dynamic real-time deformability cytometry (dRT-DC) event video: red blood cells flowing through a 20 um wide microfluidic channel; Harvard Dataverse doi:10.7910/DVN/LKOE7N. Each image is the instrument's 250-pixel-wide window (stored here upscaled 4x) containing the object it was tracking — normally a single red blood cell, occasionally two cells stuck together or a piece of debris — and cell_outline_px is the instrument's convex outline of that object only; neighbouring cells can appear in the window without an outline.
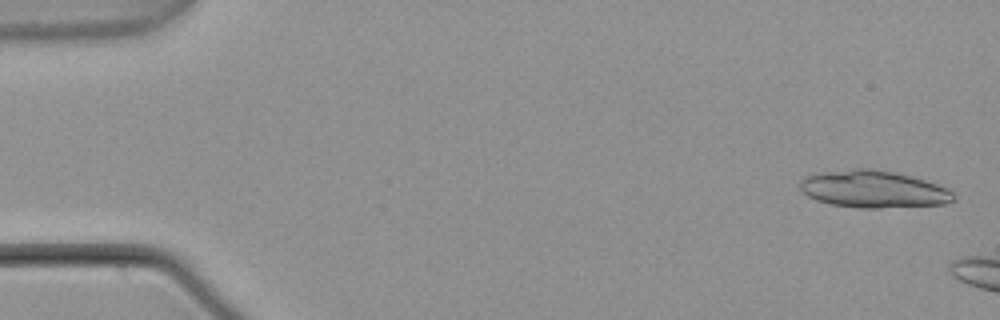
{"species": "common noctule bat (a hibernating species)", "species_latin": "Nyctalus noctula", "temperature_condition": "warm", "stored_images_in_passage": 7, "camera_frame_rate_fps": 3000, "um_per_image_px": 0.085, "animal": {"sex": "male", "body_mass_g": 21.5, "forearm_length_mm": 52.0}, "frame": {"image": 1, "passage_image": 2, "time_ms": 0.333, "image_size_px": [1000, 320], "cell_outline_px": [[956, 196], [952, 200], [944, 204], [880, 208], [860, 208], [832, 204], [816, 200], [808, 196], [800, 188], [800, 180], [804, 176], [824, 172], [856, 168], [868, 168], [892, 172], [924, 180], [948, 188]], "centroid_in_image_um": [74.22, 16.08], "position_along_channel_um": 10.8, "area_um2": 32.95}}